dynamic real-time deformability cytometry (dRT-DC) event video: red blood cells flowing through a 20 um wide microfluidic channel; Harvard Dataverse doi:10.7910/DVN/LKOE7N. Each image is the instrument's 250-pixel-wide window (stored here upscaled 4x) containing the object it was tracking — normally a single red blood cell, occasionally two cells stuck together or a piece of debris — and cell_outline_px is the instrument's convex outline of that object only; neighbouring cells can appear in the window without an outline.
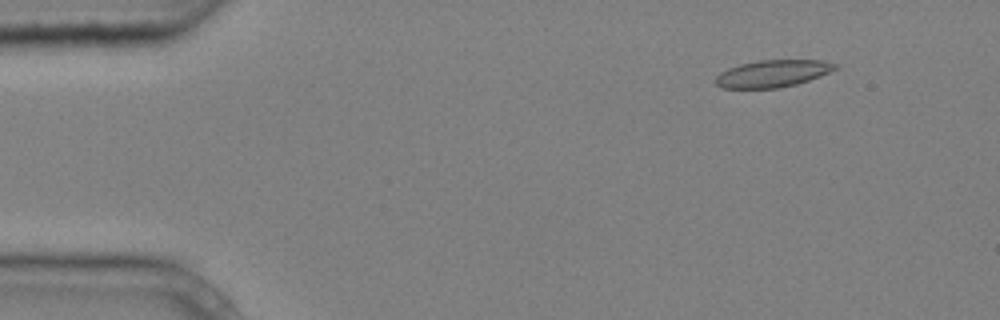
{"species": "common noctule bat (a hibernating species)", "species_latin": "Nyctalus noctula", "temperature_condition": "cold", "stored_images_in_passage": 5, "camera_frame_rate_fps": 3000, "um_per_image_px": 0.085, "animal": {"sex": "male", "body_mass_g": 20.4}, "frame": {"image": 1, "passage_image": 2, "time_ms": 0.333, "image_size_px": [1000, 320], "cell_outline_px": [[840, 68], [820, 76], [796, 84], [776, 88], [724, 88], [716, 84], [716, 76], [720, 72], [728, 68], [740, 64], [760, 60], [824, 60], [840, 64]], "centroid_in_image_um": [65.74, 6.24], "position_along_channel_um": 19.3, "area_um2": 18.96}}
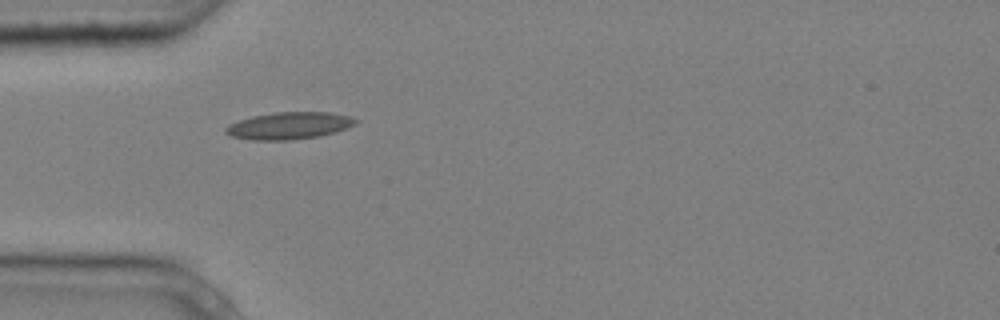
{"frame": {"image": 2, "passage_image": 4, "time_ms": 1.0, "image_size_px": [1000, 320], "cell_outline_px": [[360, 120], [356, 124], [348, 128], [336, 132], [320, 136], [292, 140], [252, 140], [228, 136], [224, 132], [224, 128], [228, 124], [252, 116], [276, 112], [328, 112], [352, 116]], "centroid_in_image_um": [24.59, 10.69], "position_along_channel_um": 60.4, "area_um2": 20.87}}
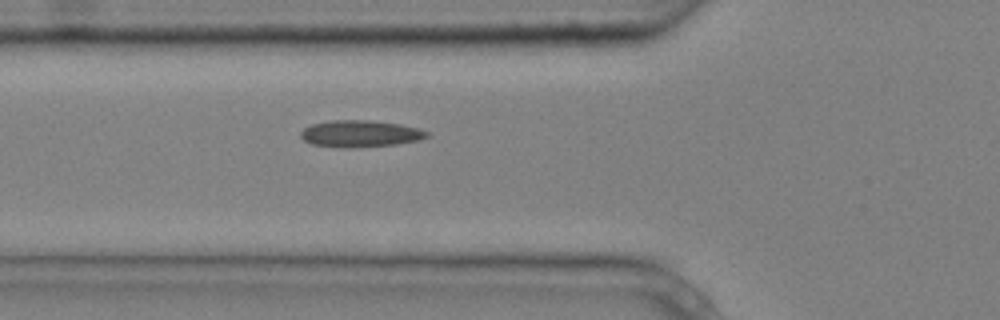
{"frame": {"image": 3, "passage_image": 5, "time_ms": 1.333, "image_size_px": [1000, 320], "cell_outline_px": [[428, 136], [420, 140], [396, 144], [348, 148], [312, 144], [304, 140], [300, 136], [300, 132], [304, 128], [312, 124], [332, 120], [368, 120], [400, 124], [420, 128], [428, 132]], "centroid_in_image_um": [30.63, 11.36], "position_along_channel_um": 95.2, "area_um2": 19.59}}